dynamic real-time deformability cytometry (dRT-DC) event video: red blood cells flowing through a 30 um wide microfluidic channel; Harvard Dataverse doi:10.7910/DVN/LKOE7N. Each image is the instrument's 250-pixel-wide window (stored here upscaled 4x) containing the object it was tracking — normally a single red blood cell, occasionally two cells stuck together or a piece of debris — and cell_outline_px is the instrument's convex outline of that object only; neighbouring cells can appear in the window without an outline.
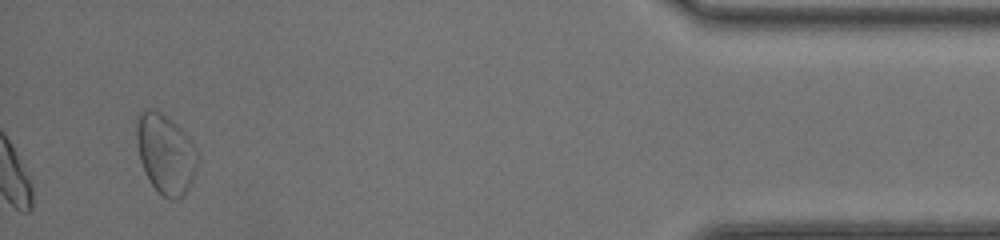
{"species": "common noctule bat (a hibernating species)", "species_latin": "Nyctalus noctula", "temperature_condition": "room temperature", "stored_images_in_passage": 38, "camera_frame_rate_fps": 3000, "um_per_image_px": 0.085, "animal": {"sex": "female", "body_mass_g": 20.0, "forearm_length_mm": 54.0}, "frame": {"image": 1, "passage_image": 38, "time_ms": 12.333, "image_size_px": [1000, 240], "cell_outline_px": [[200, 160], [196, 172], [184, 196], [176, 200], [172, 200], [164, 196], [152, 184], [140, 160], [136, 140], [136, 116], [144, 108], [156, 108], [168, 116], [188, 136], [196, 148]], "centroid_in_image_um": [14.09, 13.02], "position_along_channel_um": 421.1, "area_um2": 28.73}, "authors_computed_cell_mechanics": {"area_um2": 17.0799, "velocity_mm_per_s": 4.2198, "shape_relaxation_time_tau1_ms": null, "shape_relaxation_time_tau2_ms": 2.3696, "deformation_change_tau1": null, "deformation_change_tau2": 0.0779}}